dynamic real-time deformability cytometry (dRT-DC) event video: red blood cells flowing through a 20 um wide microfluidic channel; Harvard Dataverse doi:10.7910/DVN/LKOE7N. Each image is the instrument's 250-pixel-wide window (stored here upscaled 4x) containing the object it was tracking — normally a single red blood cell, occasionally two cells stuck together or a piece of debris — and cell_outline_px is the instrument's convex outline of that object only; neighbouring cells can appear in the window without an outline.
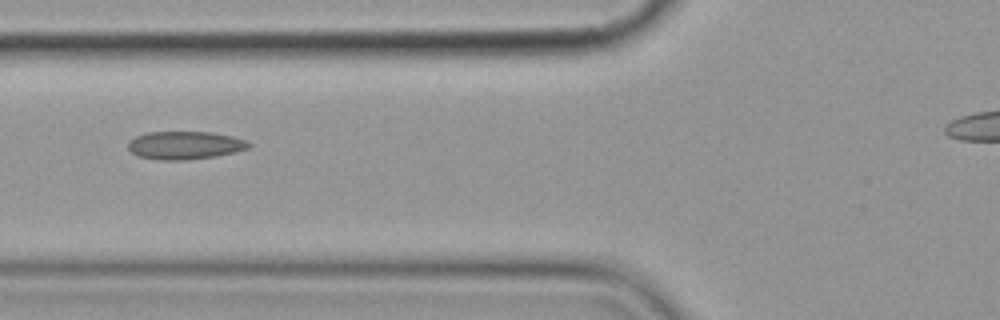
{"species": "common noctule bat (a hibernating species)", "species_latin": "Nyctalus noctula", "temperature_condition": "cold", "stored_images_in_passage": 8, "camera_frame_rate_fps": 3000, "um_per_image_px": 0.085, "animal": {"sex": "female", "body_mass_g": 19.9}, "frame": {"image": 1, "passage_image": 6, "time_ms": 6.0, "image_size_px": [1000, 320], "cell_outline_px": [[252, 144], [248, 148], [236, 152], [216, 156], [188, 160], [160, 160], [136, 156], [128, 148], [128, 140], [136, 136], [148, 132], [212, 132], [232, 136], [248, 140]], "centroid_in_image_um": [15.73, 12.35], "position_along_channel_um": 110.1, "area_um2": 19.94}}
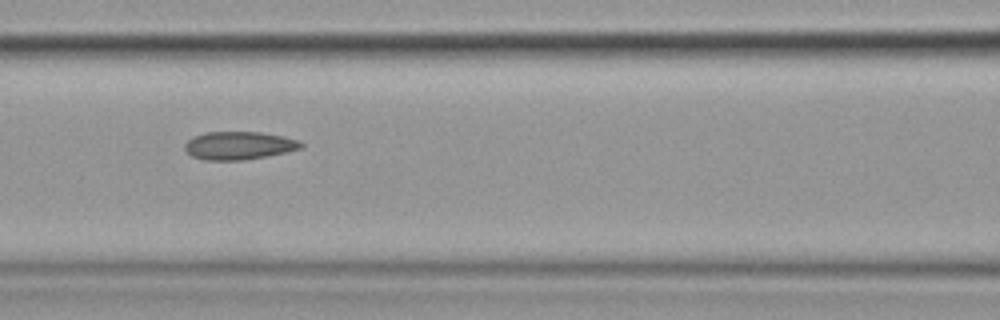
{"frame": {"image": 2, "passage_image": 7, "time_ms": 7.0, "image_size_px": [1000, 320], "cell_outline_px": [[304, 144], [300, 148], [284, 152], [244, 160], [204, 160], [192, 156], [184, 148], [184, 144], [192, 136], [204, 132], [260, 132], [284, 136], [300, 140]], "centroid_in_image_um": [20.28, 12.36], "position_along_channel_um": 146.3, "area_um2": 18.96}}
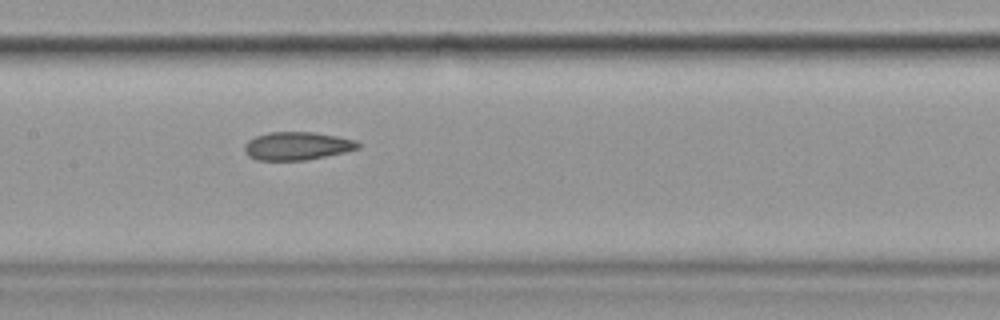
{"frame": {"image": 3, "passage_image": 8, "time_ms": 8.0, "image_size_px": [1000, 320], "cell_outline_px": [[360, 148], [344, 152], [304, 160], [256, 160], [248, 156], [244, 152], [244, 144], [248, 140], [256, 136], [268, 132], [316, 132], [356, 140], [360, 144]], "centroid_in_image_um": [25.22, 12.4], "position_along_channel_um": 182.2, "area_um2": 18.61}}